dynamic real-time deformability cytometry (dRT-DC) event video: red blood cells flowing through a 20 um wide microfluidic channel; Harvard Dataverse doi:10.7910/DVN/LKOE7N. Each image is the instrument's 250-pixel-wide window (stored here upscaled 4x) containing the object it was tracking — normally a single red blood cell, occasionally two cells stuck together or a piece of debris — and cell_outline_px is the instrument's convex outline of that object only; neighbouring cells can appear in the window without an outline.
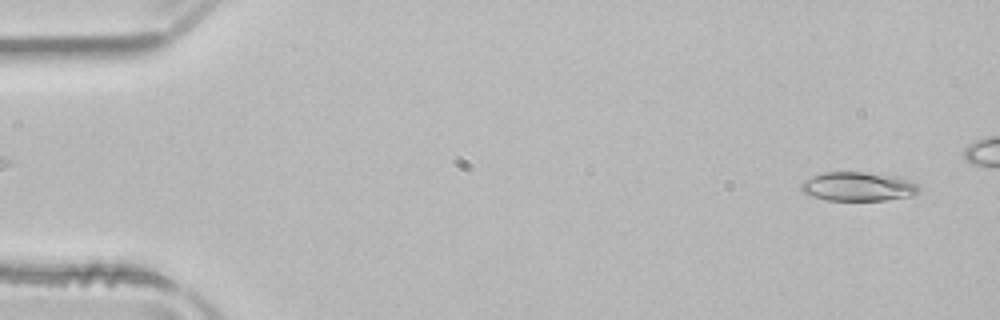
{"species": "common noctule bat (a hibernating species)", "species_latin": "Nyctalus noctula", "temperature_condition": "room temperature", "stored_images_in_passage": 44, "camera_frame_rate_fps": 3000, "um_per_image_px": 0.085, "animal": {"sex": "male", "body_mass_g": 21.5, "forearm_length_mm": 52.0}, "frame": {"image": 1, "passage_image": 2, "time_ms": 0.333, "image_size_px": [1000, 320], "cell_outline_px": [[920, 192], [916, 196], [884, 200], [828, 200], [812, 196], [804, 192], [800, 188], [800, 184], [804, 180], [820, 172], [864, 172], [900, 176], [912, 180], [920, 188]], "centroid_in_image_um": [73.0, 15.85], "position_along_channel_um": 12.0, "area_um2": 20.29}}
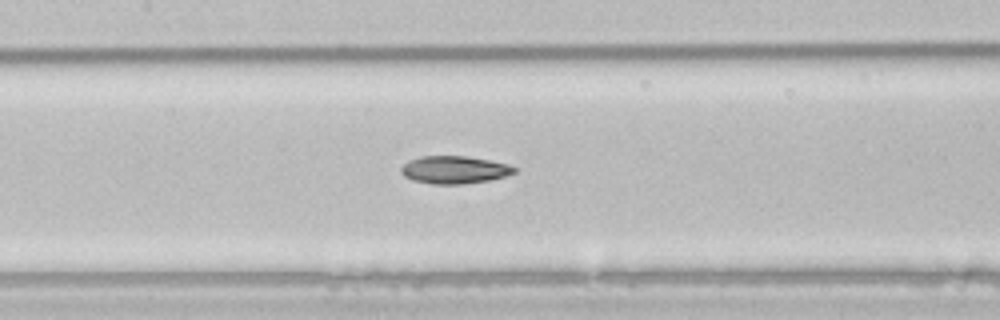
{"frame": {"image": 2, "passage_image": 23, "time_ms": 7.333, "image_size_px": [1000, 320], "cell_outline_px": [[516, 172], [504, 176], [488, 180], [464, 184], [432, 184], [412, 180], [404, 176], [400, 172], [400, 168], [408, 160], [420, 156], [464, 156], [488, 160], [508, 164], [516, 168]], "centroid_in_image_um": [38.57, 14.43], "position_along_channel_um": 168.8, "area_um2": 18.21}}
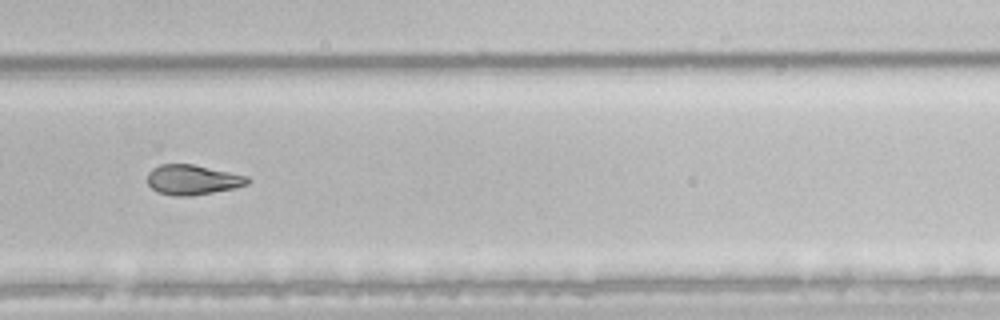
{"frame": {"image": 3, "passage_image": 34, "time_ms": 11.0, "image_size_px": [1000, 320], "cell_outline_px": [[252, 180], [248, 184], [236, 188], [188, 196], [172, 196], [160, 192], [152, 188], [148, 184], [148, 172], [152, 168], [160, 164], [192, 164], [248, 176]], "centroid_in_image_um": [16.39, 15.28], "position_along_channel_um": 313.4, "area_um2": 17.46}}